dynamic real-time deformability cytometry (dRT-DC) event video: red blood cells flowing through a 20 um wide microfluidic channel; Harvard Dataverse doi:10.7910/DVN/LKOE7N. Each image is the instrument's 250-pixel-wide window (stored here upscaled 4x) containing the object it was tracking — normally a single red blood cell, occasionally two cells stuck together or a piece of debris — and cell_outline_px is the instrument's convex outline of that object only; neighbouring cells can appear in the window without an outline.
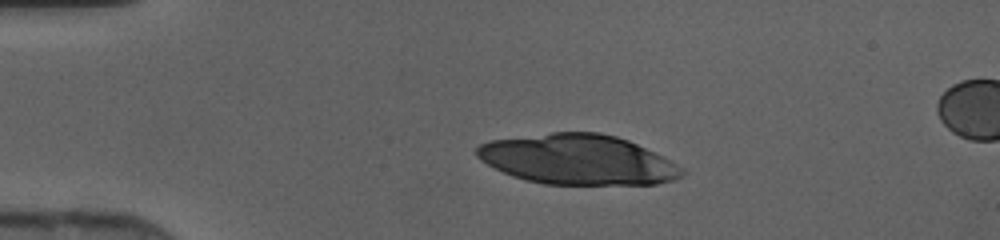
{"species": "human", "species_latin": "Homo sapiens", "temperature_condition": "cold", "stored_images_in_passage": 37, "camera_frame_rate_fps": 3000, "um_per_image_px": 0.085, "donor": {"sex": "female"}, "frame": {"image": 1, "passage_image": 1, "time_ms": 0.0, "image_size_px": [1000, 240], "cell_outline_px": [[684, 172], [680, 176], [672, 180], [656, 184], [544, 184], [524, 180], [512, 176], [480, 160], [476, 156], [476, 148], [480, 144], [488, 140], [552, 132], [600, 132], [616, 136], [628, 140], [684, 168]], "centroid_in_image_um": [49.06, 13.56], "position_along_channel_um": 35.9, "area_um2": 59.53}}